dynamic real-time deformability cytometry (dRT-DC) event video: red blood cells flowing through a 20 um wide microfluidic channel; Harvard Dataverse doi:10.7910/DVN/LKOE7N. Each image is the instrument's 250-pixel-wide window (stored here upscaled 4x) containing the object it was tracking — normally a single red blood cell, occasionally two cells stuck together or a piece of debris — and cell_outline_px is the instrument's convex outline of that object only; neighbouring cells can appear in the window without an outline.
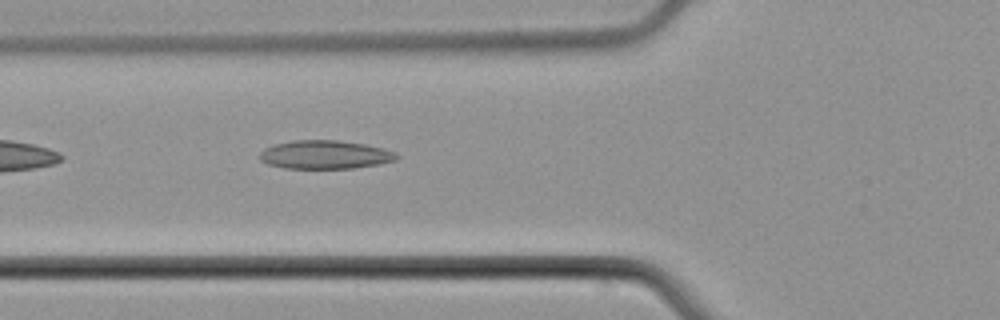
{"species": "common noctule bat (a hibernating species)", "species_latin": "Nyctalus noctula", "temperature_condition": "cold", "stored_images_in_passage": 5, "camera_frame_rate_fps": 3000, "um_per_image_px": 0.085, "animal": {"sex": "male", "body_mass_g": 21.5, "forearm_length_mm": 52.0}, "frame": {"image": 1, "passage_image": 5, "time_ms": 4.667, "image_size_px": [1000, 320], "cell_outline_px": [[400, 156], [396, 160], [380, 164], [352, 168], [284, 168], [268, 164], [260, 160], [260, 152], [264, 148], [272, 144], [292, 140], [340, 140], [364, 144], [384, 148], [396, 152]], "centroid_in_image_um": [27.63, 13.14], "position_along_channel_um": 98.2, "area_um2": 22.95}}